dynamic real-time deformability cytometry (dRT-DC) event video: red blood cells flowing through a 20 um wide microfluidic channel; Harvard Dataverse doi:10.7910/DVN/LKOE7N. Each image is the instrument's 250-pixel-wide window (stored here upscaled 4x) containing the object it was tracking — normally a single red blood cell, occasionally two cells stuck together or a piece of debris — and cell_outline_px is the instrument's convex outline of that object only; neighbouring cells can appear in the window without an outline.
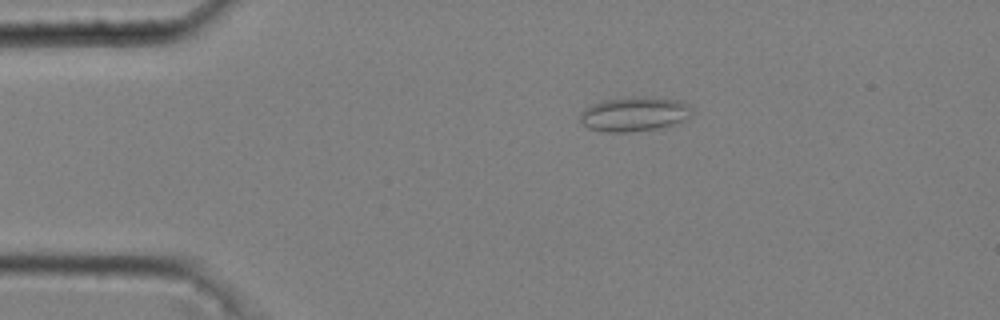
{"species": "common noctule bat (a hibernating species)", "species_latin": "Nyctalus noctula", "temperature_condition": "cold", "stored_images_in_passage": 41, "camera_frame_rate_fps": 3000, "um_per_image_px": 0.085, "animal": {"sex": "male", "body_mass_g": 20.4}, "frame": {"image": 1, "passage_image": 2, "time_ms": 0.333, "image_size_px": [1000, 320], "cell_outline_px": [[692, 112], [688, 120], [660, 128], [628, 132], [604, 132], [588, 128], [580, 120], [580, 112], [588, 104], [604, 100], [636, 96], [644, 96], [680, 100], [688, 104]], "centroid_in_image_um": [53.91, 9.69], "position_along_channel_um": 31.1, "area_um2": 22.83}}
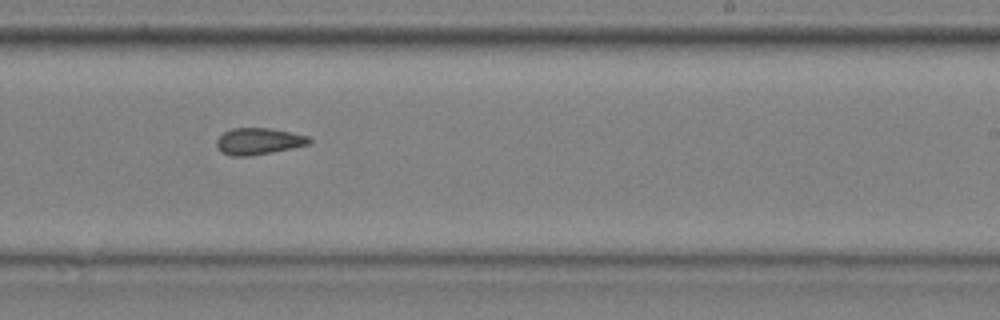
{"frame": {"image": 2, "passage_image": 25, "time_ms": 8.0, "image_size_px": [1000, 320], "cell_outline_px": [[312, 140], [308, 144], [292, 148], [252, 156], [232, 156], [220, 152], [216, 144], [216, 140], [224, 132], [232, 128], [272, 128], [308, 136]], "centroid_in_image_um": [21.96, 12.01], "position_along_channel_um": 267.0, "area_um2": 14.39}}
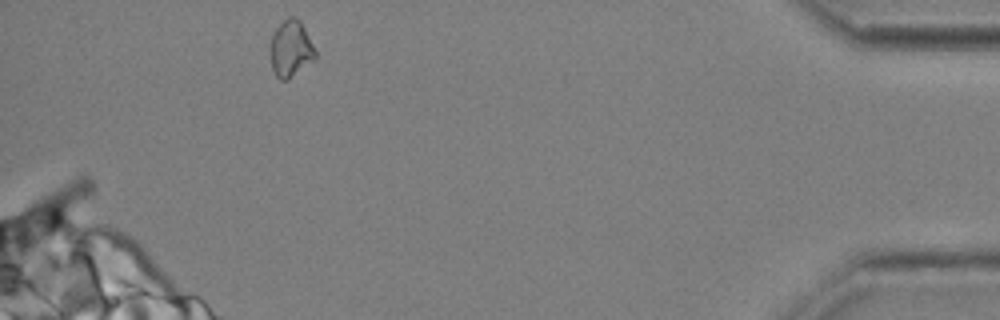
{"frame": {"image": 3, "passage_image": 41, "time_ms": 13.333, "image_size_px": [1000, 320], "cell_outline_px": [[316, 60], [288, 80], [280, 80], [276, 76], [272, 68], [268, 48], [272, 36], [276, 28], [288, 16], [296, 16], [300, 20], [316, 52]], "centroid_in_image_um": [24.7, 4.16], "position_along_channel_um": 410.5, "area_um2": 15.14}, "authors_computed_cell_mechanics": {"area_um2": 14.5656, "velocity_mm_per_s": 3.6436, "shape_relaxation_time_tau1_ms": null, "shape_relaxation_time_tau2_ms": 3.6493, "deformation_change_tau1": null, "deformation_change_tau2": 0.1168}}